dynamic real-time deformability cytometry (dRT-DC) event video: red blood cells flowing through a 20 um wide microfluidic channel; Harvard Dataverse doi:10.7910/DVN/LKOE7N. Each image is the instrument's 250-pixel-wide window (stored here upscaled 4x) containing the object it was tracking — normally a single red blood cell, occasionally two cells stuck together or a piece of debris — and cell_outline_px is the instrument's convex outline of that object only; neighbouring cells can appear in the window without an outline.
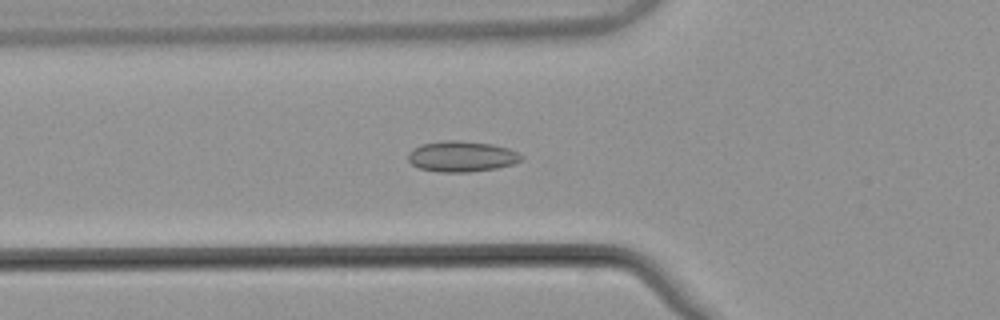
{"species": "common noctule bat (a hibernating species)", "species_latin": "Nyctalus noctula", "temperature_condition": "warm", "stored_images_in_passage": 45, "camera_frame_rate_fps": 3000, "um_per_image_px": 0.085, "animal": {"sex": "male", "body_mass_g": 21.5, "forearm_length_mm": 52.0}, "frame": {"image": 1, "passage_image": 10, "time_ms": 3.0, "image_size_px": [1000, 320], "cell_outline_px": [[524, 156], [520, 160], [512, 164], [496, 168], [468, 172], [440, 172], [420, 168], [412, 164], [408, 160], [408, 152], [412, 148], [424, 144], [444, 140], [456, 140], [492, 144], [508, 148]], "centroid_in_image_um": [39.22, 13.29], "position_along_channel_um": 86.6, "area_um2": 20.11}}
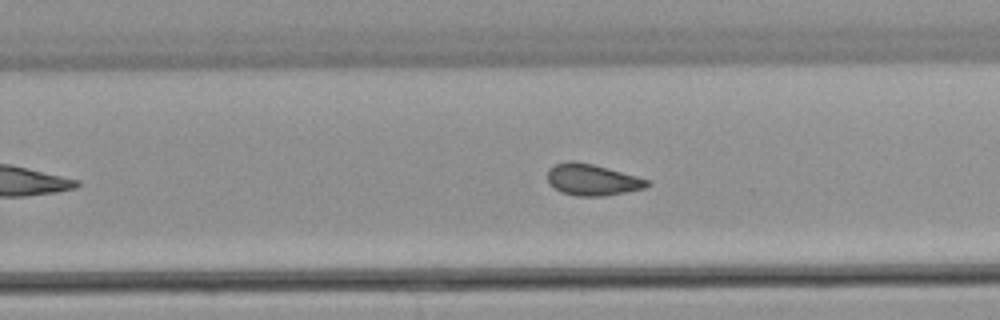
{"frame": {"image": 2, "passage_image": 25, "time_ms": 8.0, "image_size_px": [1000, 320], "cell_outline_px": [[652, 184], [648, 188], [604, 196], [576, 196], [560, 192], [548, 184], [548, 168], [556, 164], [568, 160], [572, 160], [592, 164], [608, 168], [636, 176], [648, 180]], "centroid_in_image_um": [50.34, 15.29], "position_along_channel_um": 279.5, "area_um2": 18.44}}
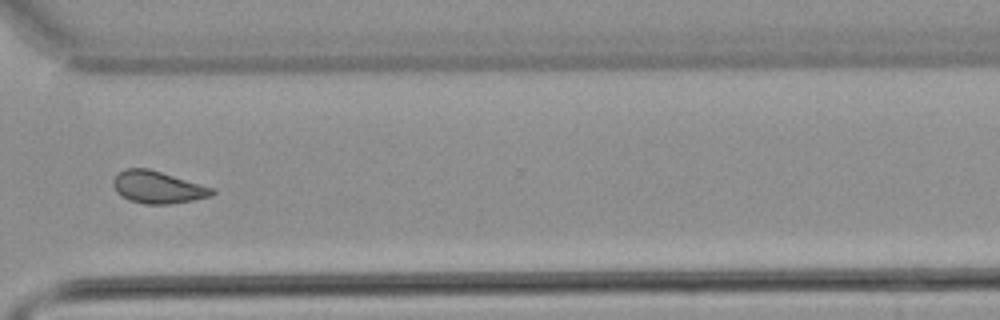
{"frame": {"image": 3, "passage_image": 31, "time_ms": 10.0, "image_size_px": [1000, 320], "cell_outline_px": [[216, 192], [212, 196], [192, 200], [168, 204], [144, 204], [128, 200], [120, 196], [116, 192], [112, 184], [112, 180], [124, 168], [148, 168], [212, 188]], "centroid_in_image_um": [13.35, 15.92], "position_along_channel_um": 357.2, "area_um2": 18.44}, "authors_computed_cell_mechanics": {"area_um2": 18.5538, "velocity_mm_per_s": 3.8586, "shape_relaxation_time_tau1_ms": null, "shape_relaxation_time_tau2_ms": 1.4644, "deformation_change_tau1": null, "deformation_change_tau2": 0.0683}}